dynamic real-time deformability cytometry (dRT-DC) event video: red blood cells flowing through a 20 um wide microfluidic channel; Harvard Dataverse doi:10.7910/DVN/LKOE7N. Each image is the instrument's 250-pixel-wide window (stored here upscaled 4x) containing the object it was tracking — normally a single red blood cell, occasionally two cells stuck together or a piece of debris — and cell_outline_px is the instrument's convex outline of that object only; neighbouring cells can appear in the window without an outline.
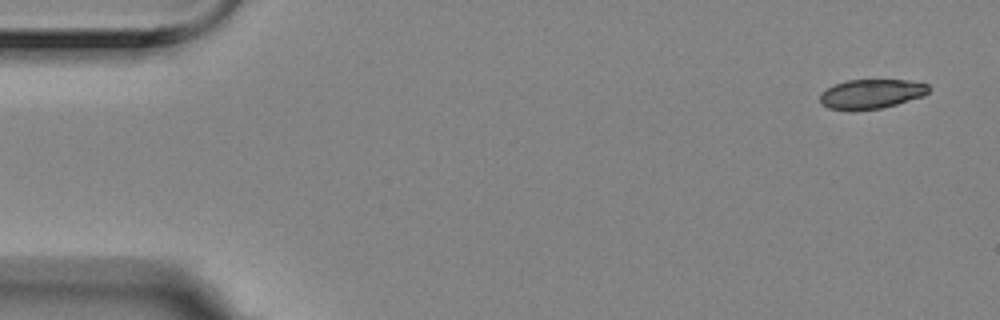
{"species": "Egyptian fruit bat (a non-hibernating species)", "species_latin": "Rousettus aegyptiacus", "temperature_condition": "room temperature", "stored_images_in_passage": 7, "camera_frame_rate_fps": 3000, "um_per_image_px": 0.085, "animal": {"sex": "female"}, "frame": {"image": 1, "passage_image": 1, "time_ms": 0.0, "image_size_px": [1000, 320], "cell_outline_px": [[932, 88], [924, 96], [896, 104], [880, 108], [852, 112], [828, 108], [820, 104], [820, 96], [828, 88], [836, 84], [848, 80], [908, 80], [928, 84]], "centroid_in_image_um": [74.07, 8.0], "position_along_channel_um": 10.9, "area_um2": 18.84}}
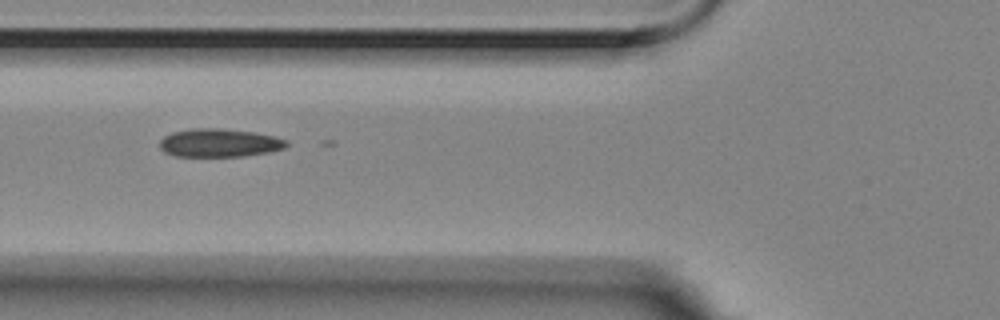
{"frame": {"image": 2, "passage_image": 6, "time_ms": 1.667, "image_size_px": [1000, 320], "cell_outline_px": [[288, 144], [284, 148], [268, 152], [244, 156], [176, 156], [164, 152], [160, 148], [160, 140], [164, 136], [172, 132], [192, 128], [220, 128], [252, 132], [276, 136], [288, 140]], "centroid_in_image_um": [18.64, 12.14], "position_along_channel_um": 107.2, "area_um2": 20.92}}
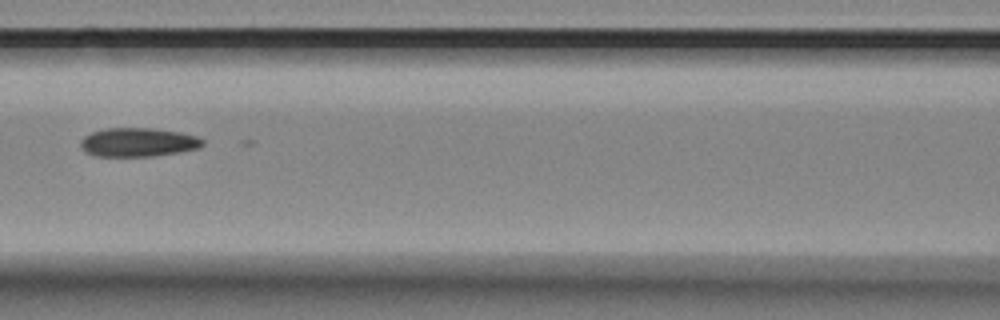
{"frame": {"image": 3, "passage_image": 7, "time_ms": 2.0, "image_size_px": [1000, 320], "cell_outline_px": [[204, 144], [200, 148], [180, 152], [152, 156], [92, 156], [84, 152], [80, 148], [80, 140], [84, 136], [92, 132], [108, 128], [152, 128], [180, 132], [196, 136], [204, 140]], "centroid_in_image_um": [11.72, 12.1], "position_along_channel_um": 154.9, "area_um2": 20.69}}